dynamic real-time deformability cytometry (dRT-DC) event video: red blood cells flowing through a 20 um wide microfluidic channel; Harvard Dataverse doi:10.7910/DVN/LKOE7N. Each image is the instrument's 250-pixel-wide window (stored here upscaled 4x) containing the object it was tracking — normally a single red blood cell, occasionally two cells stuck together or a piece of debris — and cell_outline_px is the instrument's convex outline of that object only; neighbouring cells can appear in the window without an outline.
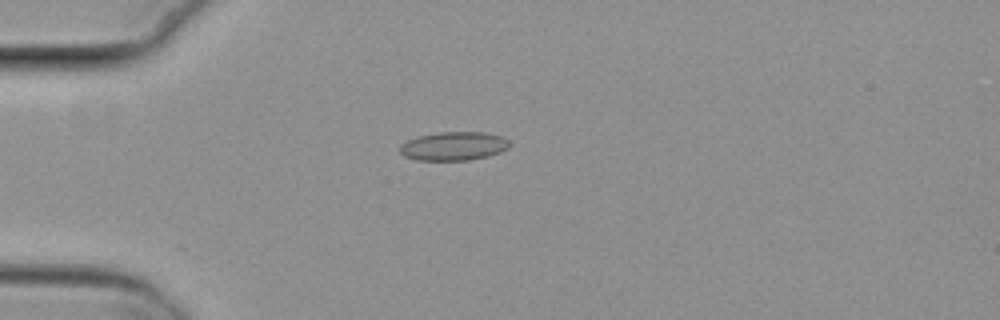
{"species": "common noctule bat (a hibernating species)", "species_latin": "Nyctalus noctula", "temperature_condition": "cold", "stored_images_in_passage": 55, "camera_frame_rate_fps": 3000, "um_per_image_px": 0.085, "animal": {"sex": "female", "body_mass_g": 29.2, "forearm_length_mm": 56.3}, "frame": {"image": 1, "passage_image": 16, "time_ms": 5.0, "image_size_px": [1000, 320], "cell_outline_px": [[512, 144], [508, 148], [500, 152], [488, 156], [468, 160], [416, 160], [404, 156], [400, 152], [400, 144], [408, 140], [420, 136], [440, 132], [484, 132], [500, 136], [508, 140]], "centroid_in_image_um": [38.57, 12.42], "position_along_channel_um": 46.4, "area_um2": 18.26}}
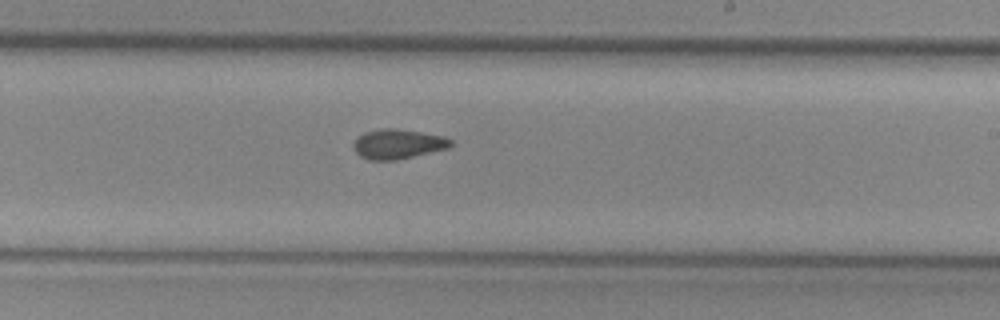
{"frame": {"image": 2, "passage_image": 34, "time_ms": 11.0, "image_size_px": [1000, 320], "cell_outline_px": [[452, 144], [448, 148], [396, 160], [368, 160], [360, 156], [352, 148], [352, 144], [364, 132], [380, 128], [392, 128], [420, 132], [444, 136], [452, 140]], "centroid_in_image_um": [33.79, 12.24], "position_along_channel_um": 255.2, "area_um2": 16.76}}
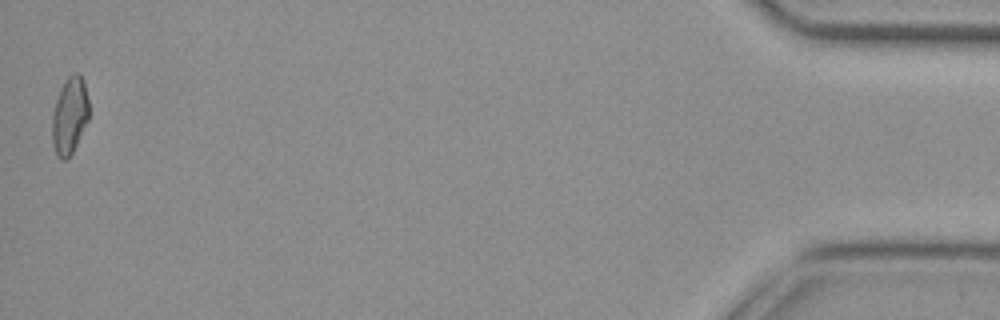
{"frame": {"image": 3, "passage_image": 55, "time_ms": 18.0, "image_size_px": [1000, 320], "cell_outline_px": [[88, 120], [68, 160], [60, 160], [56, 156], [52, 144], [52, 116], [56, 100], [60, 88], [68, 76], [72, 72], [76, 72], [84, 80], [88, 100]], "centroid_in_image_um": [5.9, 9.85], "position_along_channel_um": 429.3, "area_um2": 16.59}, "authors_computed_cell_mechanics": {"area_um2": 17.1666, "velocity_mm_per_s": 3.8313, "shape_relaxation_time_tau1_ms": null, "shape_relaxation_time_tau2_ms": 2.3026, "deformation_change_tau1": null, "deformation_change_tau2": 0.0849}}